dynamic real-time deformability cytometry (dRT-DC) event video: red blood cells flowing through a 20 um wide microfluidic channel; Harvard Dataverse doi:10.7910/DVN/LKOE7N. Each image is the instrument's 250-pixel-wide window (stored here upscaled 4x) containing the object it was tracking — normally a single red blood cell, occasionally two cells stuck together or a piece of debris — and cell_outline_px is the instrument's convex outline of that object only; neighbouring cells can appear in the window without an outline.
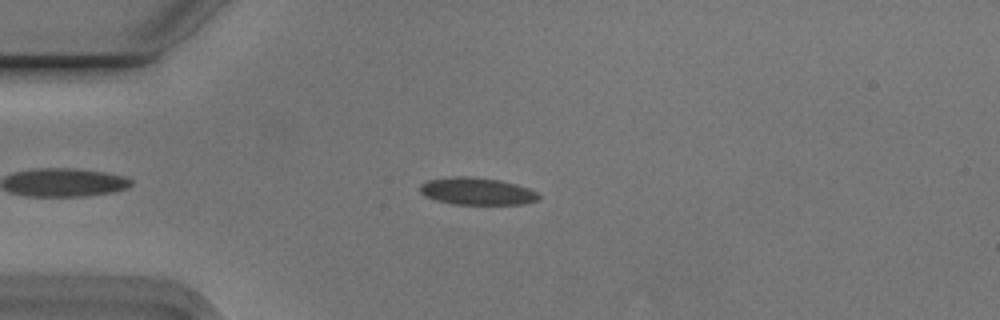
{"species": "Egyptian fruit bat (a non-hibernating species)", "species_latin": "Rousettus aegyptiacus", "temperature_condition": "cold", "stored_images_in_passage": 49, "camera_frame_rate_fps": 3000, "um_per_image_px": 0.085, "animal": {"sex": "male"}, "frame": {"image": 1, "passage_image": 9, "time_ms": 2.667, "image_size_px": [1000, 320], "cell_outline_px": [[540, 200], [524, 204], [452, 204], [436, 200], [424, 196], [420, 192], [420, 184], [428, 180], [452, 176], [472, 176], [500, 180], [516, 184], [528, 188], [536, 192], [540, 196]], "centroid_in_image_um": [40.54, 16.25], "position_along_channel_um": 44.5, "area_um2": 19.02}}
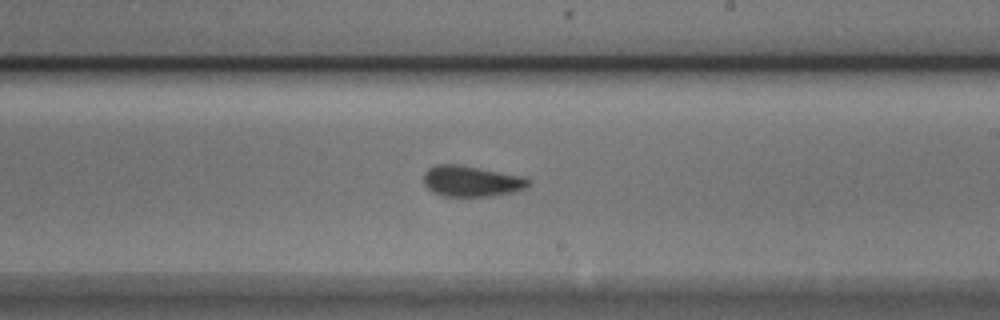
{"frame": {"image": 2, "passage_image": 27, "time_ms": 8.667, "image_size_px": [1000, 320], "cell_outline_px": [[528, 184], [524, 188], [512, 192], [492, 196], [440, 196], [432, 192], [424, 184], [424, 172], [428, 168], [436, 164], [460, 164], [524, 176], [528, 180]], "centroid_in_image_um": [40.02, 15.39], "position_along_channel_um": 249.0, "area_um2": 18.9}}
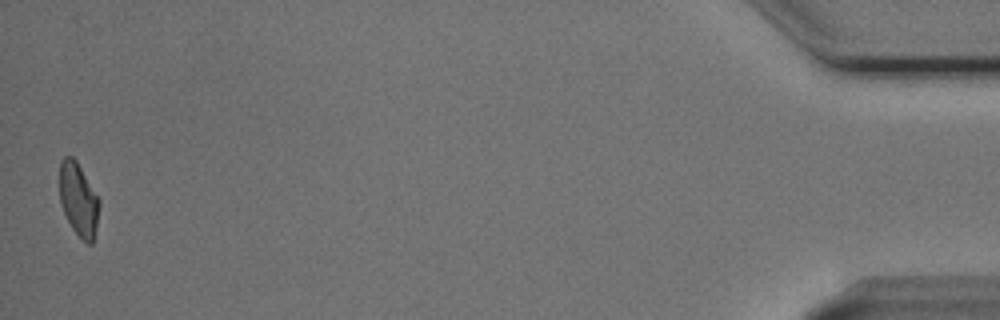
{"frame": {"image": 3, "passage_image": 49, "time_ms": 16.0, "image_size_px": [1000, 320], "cell_outline_px": [[100, 204], [96, 228], [92, 244], [88, 244], [72, 228], [60, 204], [60, 160], [64, 156], [72, 156], [76, 160], [100, 200]], "centroid_in_image_um": [6.67, 16.94], "position_along_channel_um": 428.5, "area_um2": 16.76}, "authors_computed_cell_mechanics": {"area_um2": 18.6694, "velocity_mm_per_s": 3.7482, "shape_relaxation_time_tau1_ms": 9.4944, "shape_relaxation_time_tau2_ms": 1.4347, "deformation_change_tau1": 0.1591, "deformation_change_tau2": 0.0798}}